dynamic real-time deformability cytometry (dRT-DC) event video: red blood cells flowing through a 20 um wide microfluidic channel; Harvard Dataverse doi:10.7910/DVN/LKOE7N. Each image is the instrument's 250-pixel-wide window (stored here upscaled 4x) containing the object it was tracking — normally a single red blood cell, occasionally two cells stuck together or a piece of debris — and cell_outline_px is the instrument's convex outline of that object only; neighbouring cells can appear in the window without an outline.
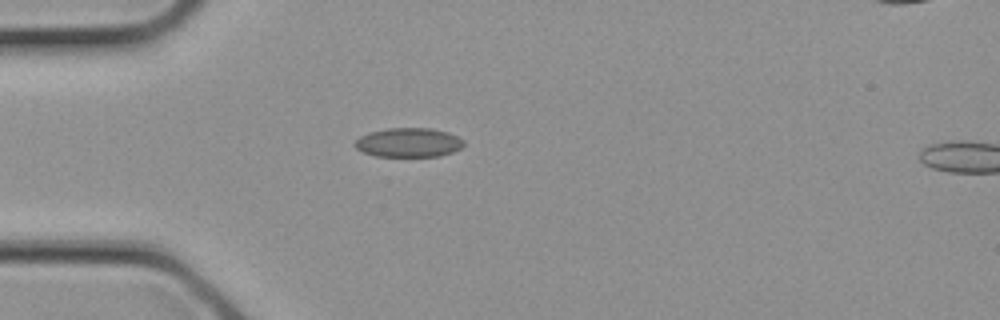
{"species": "common noctule bat (a hibernating species)", "species_latin": "Nyctalus noctula", "temperature_condition": "cold", "stored_images_in_passage": 18, "camera_frame_rate_fps": 3000, "um_per_image_px": 0.085, "animal": {"sex": "female", "body_mass_g": 21.9}, "frame": {"image": 1, "passage_image": 1, "time_ms": 0.0, "image_size_px": [1000, 320], "cell_outline_px": [[464, 144], [460, 148], [452, 152], [440, 156], [376, 156], [364, 152], [356, 148], [352, 144], [360, 136], [368, 132], [388, 128], [432, 128], [448, 132], [464, 140]], "centroid_in_image_um": [34.72, 12.1], "position_along_channel_um": 50.3, "area_um2": 18.55}}
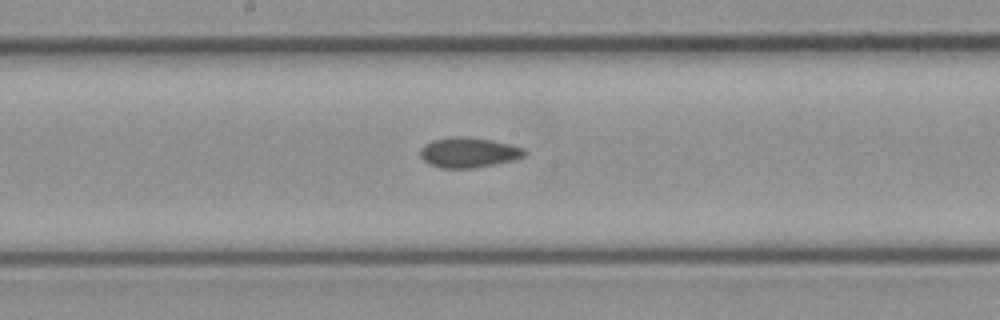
{"frame": {"image": 2, "passage_image": 8, "time_ms": 2.333, "image_size_px": [1000, 320], "cell_outline_px": [[528, 152], [524, 156], [512, 160], [476, 168], [440, 168], [428, 164], [420, 156], [420, 148], [424, 144], [432, 140], [452, 136], [464, 136], [492, 140], [524, 148]], "centroid_in_image_um": [39.8, 12.96], "position_along_channel_um": 208.4, "area_um2": 18.44}}
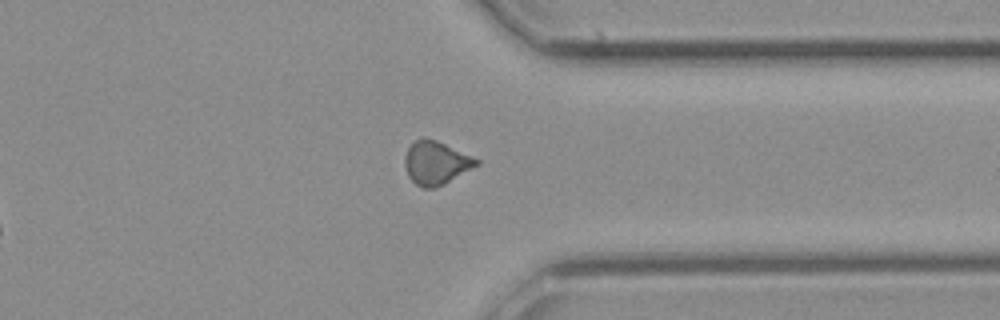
{"frame": {"image": 3, "passage_image": 15, "time_ms": 4.667, "image_size_px": [1000, 320], "cell_outline_px": [[480, 164], [444, 184], [436, 188], [424, 188], [416, 184], [408, 176], [404, 164], [404, 160], [408, 148], [416, 140], [424, 136], [436, 140], [472, 156], [480, 160]], "centroid_in_image_um": [37.06, 13.84], "position_along_channel_um": 374.3, "area_um2": 18.03}}